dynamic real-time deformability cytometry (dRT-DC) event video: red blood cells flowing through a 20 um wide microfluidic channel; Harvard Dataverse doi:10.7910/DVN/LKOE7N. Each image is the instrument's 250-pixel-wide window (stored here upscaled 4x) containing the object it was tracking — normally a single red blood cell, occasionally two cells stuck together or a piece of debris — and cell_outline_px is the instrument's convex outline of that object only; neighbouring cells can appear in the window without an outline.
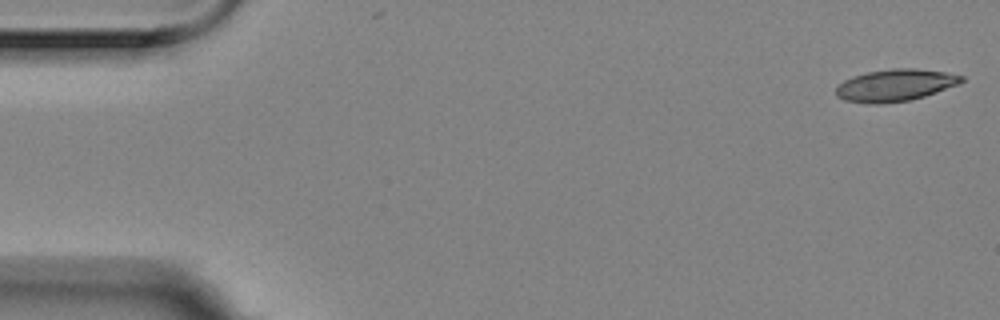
{"species": "Egyptian fruit bat (a non-hibernating species)", "species_latin": "Rousettus aegyptiacus", "temperature_condition": "room temperature", "stored_images_in_passage": 3, "camera_frame_rate_fps": 3000, "um_per_image_px": 0.085, "animal": {"sex": "female"}, "frame": {"image": 1, "passage_image": 1, "time_ms": 0.0, "image_size_px": [1000, 320], "cell_outline_px": [[964, 80], [960, 84], [924, 96], [908, 100], [884, 104], [868, 104], [844, 100], [836, 96], [836, 88], [844, 80], [852, 76], [868, 72], [892, 68], [916, 68], [944, 72], [964, 76]], "centroid_in_image_um": [76.08, 7.25], "position_along_channel_um": 8.9, "area_um2": 23.47}}
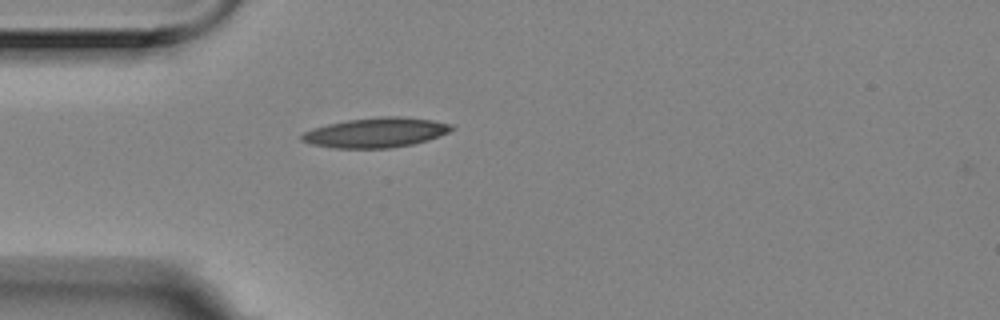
{"frame": {"image": 2, "passage_image": 3, "time_ms": 0.667, "image_size_px": [1000, 320], "cell_outline_px": [[456, 128], [440, 136], [428, 140], [412, 144], [388, 148], [332, 148], [312, 144], [300, 140], [300, 136], [304, 132], [312, 128], [328, 124], [348, 120], [380, 116], [400, 116], [432, 120], [452, 124]], "centroid_in_image_um": [31.96, 11.26], "position_along_channel_um": 53.0, "area_um2": 26.07}}